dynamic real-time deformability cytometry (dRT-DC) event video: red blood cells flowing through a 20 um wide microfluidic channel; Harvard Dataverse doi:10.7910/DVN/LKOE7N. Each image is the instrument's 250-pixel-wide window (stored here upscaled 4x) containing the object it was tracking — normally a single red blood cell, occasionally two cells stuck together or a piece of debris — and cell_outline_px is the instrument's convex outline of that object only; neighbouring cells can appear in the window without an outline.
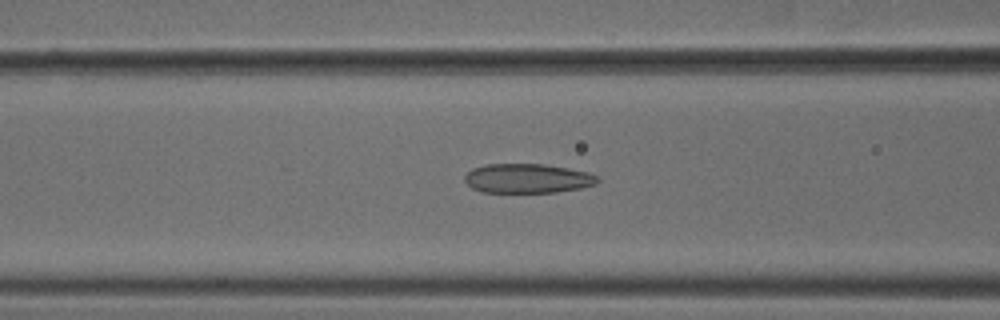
{"species": "common noctule bat (a hibernating species)", "species_latin": "Nyctalus noctula", "temperature_condition": "cold", "stored_images_in_passage": 53, "camera_frame_rate_fps": 3000, "um_per_image_px": 0.085, "animal": {"sex": "male", "body_mass_g": 18.8}, "frame": {"image": 1, "passage_image": 21, "time_ms": 6.667, "image_size_px": [1000, 320], "cell_outline_px": [[600, 180], [596, 184], [580, 188], [556, 192], [484, 192], [472, 188], [464, 180], [464, 176], [472, 168], [484, 164], [544, 164], [568, 168], [588, 172], [596, 176]], "centroid_in_image_um": [44.83, 15.16], "position_along_channel_um": 121.8, "area_um2": 22.72}}
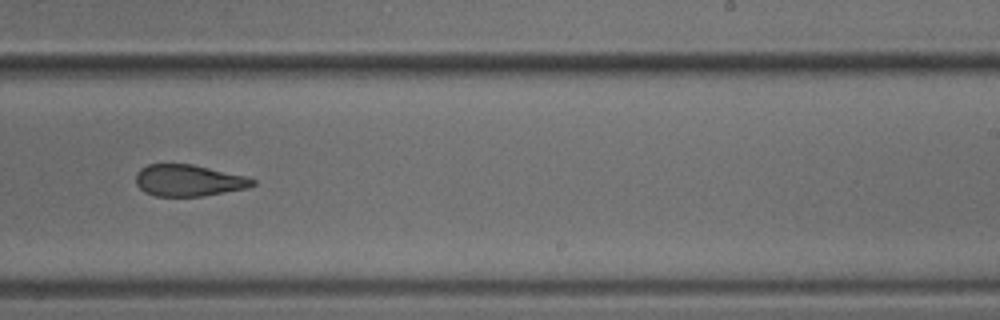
{"frame": {"image": 2, "passage_image": 33, "time_ms": 10.667, "image_size_px": [1000, 320], "cell_outline_px": [[256, 184], [248, 188], [200, 196], [156, 196], [144, 192], [136, 184], [136, 172], [140, 168], [148, 164], [192, 164], [244, 176], [256, 180]], "centroid_in_image_um": [16.0, 15.34], "position_along_channel_um": 273.0, "area_um2": 21.39}}
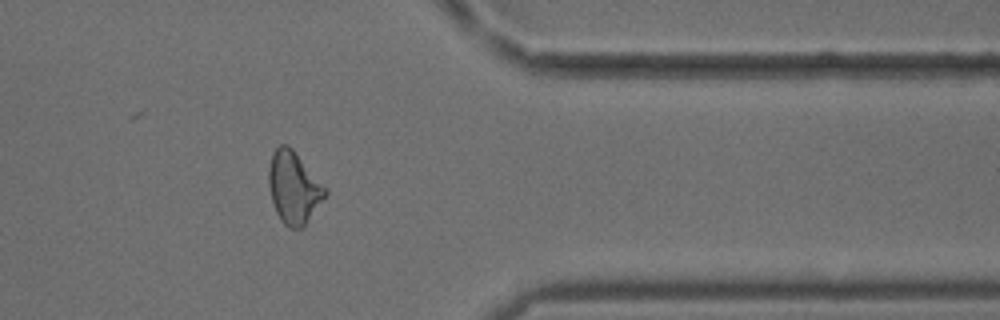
{"frame": {"image": 3, "passage_image": 43, "time_ms": 14.0, "image_size_px": [1000, 320], "cell_outline_px": [[328, 192], [304, 224], [300, 228], [288, 228], [280, 220], [276, 212], [272, 200], [268, 184], [268, 168], [272, 156], [276, 148], [280, 144], [288, 144], [292, 148], [328, 188]], "centroid_in_image_um": [24.96, 15.91], "position_along_channel_um": 386.4, "area_um2": 23.52}, "authors_computed_cell_mechanics": {"area_um2": 23.4668, "velocity_mm_per_s": 3.7703, "shape_relaxation_time_tau1_ms": 9.6114, "shape_relaxation_time_tau2_ms": 2.394, "deformation_change_tau1": 0.186, "deformation_change_tau2": 0.1102}}